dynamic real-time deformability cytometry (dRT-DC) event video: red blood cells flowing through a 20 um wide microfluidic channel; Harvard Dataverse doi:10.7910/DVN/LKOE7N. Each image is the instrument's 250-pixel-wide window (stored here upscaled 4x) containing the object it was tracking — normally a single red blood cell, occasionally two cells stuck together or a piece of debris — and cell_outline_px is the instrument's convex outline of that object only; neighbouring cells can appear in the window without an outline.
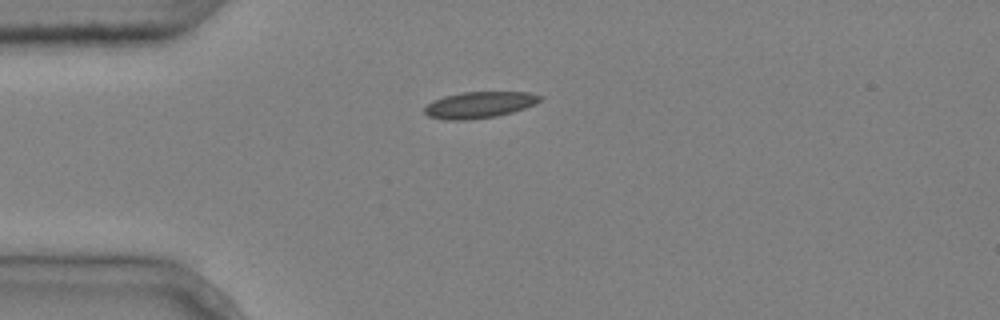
{"species": "common noctule bat (a hibernating species)", "species_latin": "Nyctalus noctula", "temperature_condition": "cold", "stored_images_in_passage": 1, "camera_frame_rate_fps": 3000, "um_per_image_px": 0.085, "animal": {"sex": "male", "body_mass_g": 20.4}, "frame": {"image": 1, "passage_image": 1, "time_ms": 0.0, "image_size_px": [1000, 320], "cell_outline_px": [[544, 96], [536, 104], [512, 112], [496, 116], [468, 120], [444, 120], [428, 116], [424, 112], [424, 108], [428, 104], [444, 96], [464, 92], [532, 92]], "centroid_in_image_um": [40.78, 8.91], "position_along_channel_um": 44.2, "area_um2": 17.74}}